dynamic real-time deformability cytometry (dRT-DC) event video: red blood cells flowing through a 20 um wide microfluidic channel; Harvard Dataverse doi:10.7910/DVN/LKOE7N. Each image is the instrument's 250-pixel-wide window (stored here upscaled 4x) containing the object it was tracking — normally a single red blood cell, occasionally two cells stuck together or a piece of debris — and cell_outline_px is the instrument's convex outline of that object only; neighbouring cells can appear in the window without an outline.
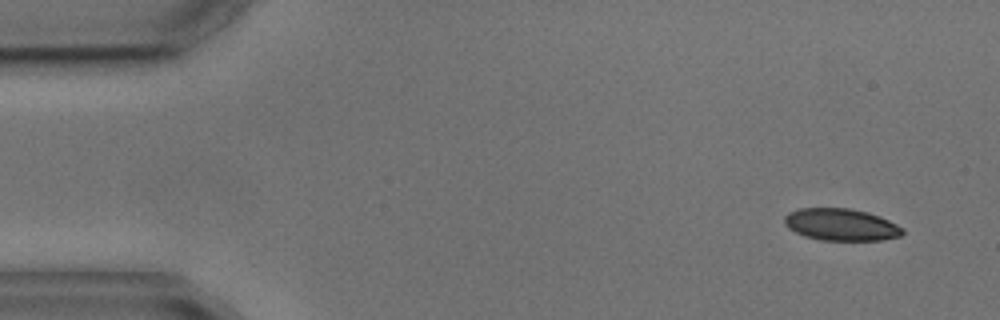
{"species": "common noctule bat (a hibernating species)", "species_latin": "Nyctalus noctula", "temperature_condition": "cold", "stored_images_in_passage": 4, "camera_frame_rate_fps": 3000, "um_per_image_px": 0.085, "animal": {"sex": "male", "body_mass_g": 17.9, "forearm_length_mm": 54.2}, "frame": {"image": 1, "passage_image": 1, "time_ms": 0.0, "image_size_px": [1000, 320], "cell_outline_px": [[904, 232], [900, 236], [884, 240], [820, 240], [804, 236], [788, 228], [784, 224], [784, 216], [788, 212], [800, 208], [848, 208], [868, 212], [880, 216], [904, 228]], "centroid_in_image_um": [71.48, 19.09], "position_along_channel_um": 13.5, "area_um2": 22.2}}
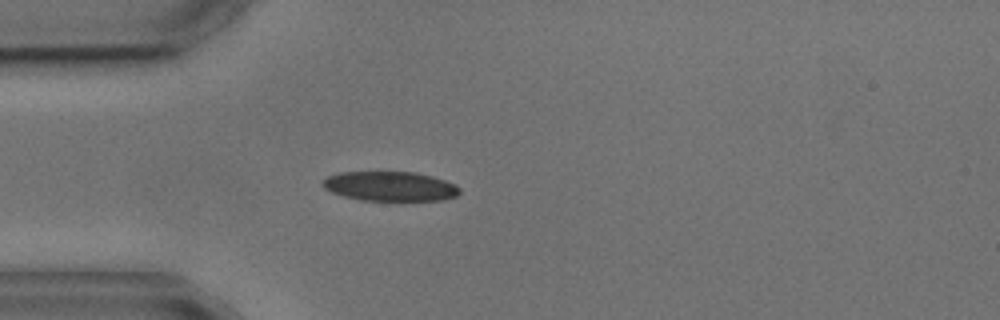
{"frame": {"image": 2, "passage_image": 4, "time_ms": 3.667, "image_size_px": [1000, 320], "cell_outline_px": [[460, 192], [456, 196], [444, 200], [400, 204], [360, 200], [344, 196], [332, 192], [324, 188], [320, 184], [328, 176], [340, 172], [416, 172], [432, 176], [456, 184], [460, 188]], "centroid_in_image_um": [33.21, 15.89], "position_along_channel_um": 51.8, "area_um2": 24.8}}